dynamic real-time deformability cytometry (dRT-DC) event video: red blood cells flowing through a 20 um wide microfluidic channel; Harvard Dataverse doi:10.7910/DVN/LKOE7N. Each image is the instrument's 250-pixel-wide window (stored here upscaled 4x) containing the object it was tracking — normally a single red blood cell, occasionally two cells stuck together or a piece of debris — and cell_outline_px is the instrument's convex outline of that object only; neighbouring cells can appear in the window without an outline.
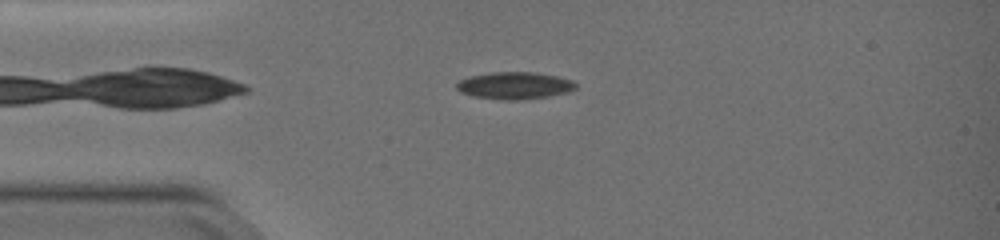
{"species": "common noctule bat (a hibernating species)", "species_latin": "Nyctalus noctula", "temperature_condition": "warm", "stored_images_in_passage": 33, "camera_frame_rate_fps": 3000, "um_per_image_px": 0.085, "animal": {"sex": "female", "body_mass_g": 19.0, "forearm_length_mm": 51.5}, "frame": {"image": 1, "passage_image": 5, "time_ms": 1.333, "image_size_px": [1000, 240], "cell_outline_px": [[576, 88], [568, 92], [548, 96], [520, 100], [500, 100], [472, 96], [460, 92], [456, 88], [456, 84], [460, 80], [468, 76], [492, 72], [536, 72], [556, 76], [572, 80], [576, 84]], "centroid_in_image_um": [43.71, 7.27], "position_along_channel_um": 41.3, "area_um2": 18.96}}
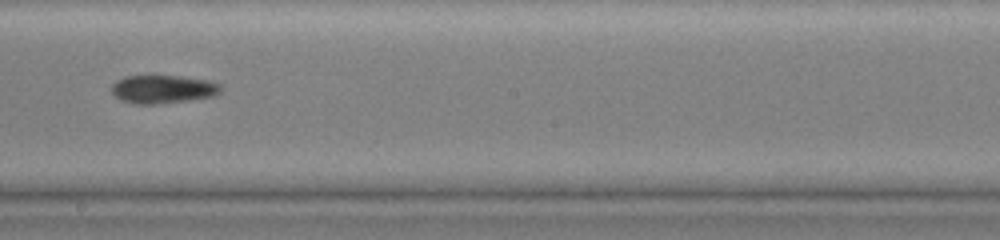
{"frame": {"image": 2, "passage_image": 20, "time_ms": 6.333, "image_size_px": [1000, 240], "cell_outline_px": [[220, 92], [216, 96], [160, 104], [132, 104], [120, 100], [112, 92], [112, 84], [116, 80], [124, 76], [180, 76], [212, 80], [220, 84]], "centroid_in_image_um": [13.86, 7.58], "position_along_channel_um": 234.3, "area_um2": 18.21}}
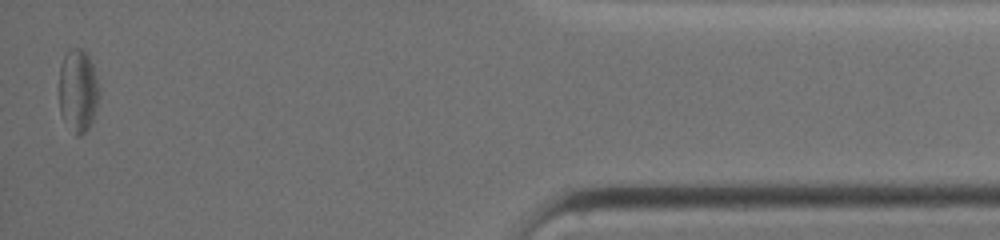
{"frame": {"image": 3, "passage_image": 33, "time_ms": 10.667, "image_size_px": [1000, 240], "cell_outline_px": [[100, 92], [92, 120], [88, 128], [80, 136], [76, 136], [60, 112], [60, 68], [64, 56], [68, 48], [80, 48], [88, 56], [92, 64]], "centroid_in_image_um": [6.63, 7.68], "position_along_channel_um": 428.6, "area_um2": 18.9}, "authors_computed_cell_mechanics": {"area_um2": 18.7272, "velocity_mm_per_s": 3.8031, "shape_relaxation_time_tau1_ms": 3.8351, "shape_relaxation_time_tau2_ms": null, "deformation_change_tau1": 0.0673, "deformation_change_tau2": null}}